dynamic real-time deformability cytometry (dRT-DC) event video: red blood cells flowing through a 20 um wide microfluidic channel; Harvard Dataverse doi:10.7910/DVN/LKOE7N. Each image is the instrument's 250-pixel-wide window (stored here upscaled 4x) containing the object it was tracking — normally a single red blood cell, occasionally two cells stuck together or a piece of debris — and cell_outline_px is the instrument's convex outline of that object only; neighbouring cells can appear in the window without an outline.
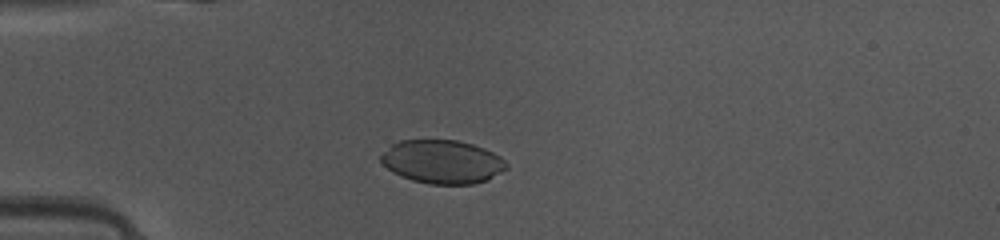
{"species": "common noctule bat (a hibernating species)", "species_latin": "Nyctalus noctula", "temperature_condition": "warm", "stored_images_in_passage": 39, "camera_frame_rate_fps": 3000, "um_per_image_px": 0.085, "animal": {"sex": "female", "body_mass_g": 10.0, "forearm_length_mm": 53.1}, "frame": {"image": 1, "passage_image": 4, "time_ms": 1.0, "image_size_px": [1000, 240], "cell_outline_px": [[508, 168], [488, 180], [472, 184], [428, 184], [412, 180], [400, 176], [392, 172], [380, 160], [380, 156], [392, 144], [400, 140], [456, 140], [472, 144], [484, 148], [500, 156], [508, 164]], "centroid_in_image_um": [37.61, 13.75], "position_along_channel_um": 47.4, "area_um2": 31.85}}
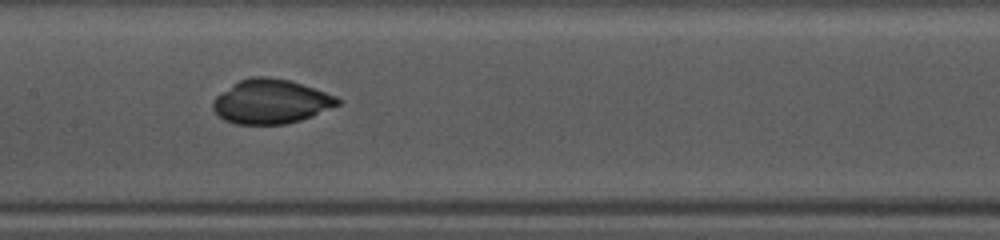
{"frame": {"image": 2, "passage_image": 15, "time_ms": 4.667, "image_size_px": [1000, 240], "cell_outline_px": [[340, 104], [312, 116], [300, 120], [284, 124], [236, 124], [224, 120], [212, 108], [212, 100], [220, 92], [232, 84], [240, 80], [252, 76], [268, 76], [288, 80], [336, 96], [340, 100]], "centroid_in_image_um": [22.98, 8.63], "position_along_channel_um": 184.4, "area_um2": 31.96}}
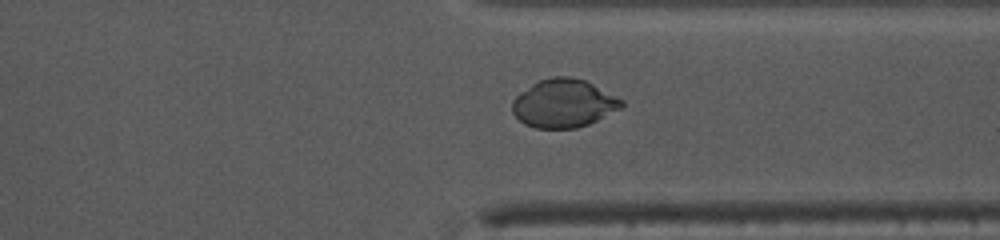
{"frame": {"image": 3, "passage_image": 28, "time_ms": 9.0, "image_size_px": [1000, 240], "cell_outline_px": [[624, 104], [620, 108], [588, 124], [576, 128], [536, 128], [524, 124], [512, 112], [512, 100], [520, 92], [532, 84], [540, 80], [552, 76], [572, 76], [584, 80], [624, 100]], "centroid_in_image_um": [47.88, 8.78], "position_along_channel_um": 363.5, "area_um2": 30.52}}